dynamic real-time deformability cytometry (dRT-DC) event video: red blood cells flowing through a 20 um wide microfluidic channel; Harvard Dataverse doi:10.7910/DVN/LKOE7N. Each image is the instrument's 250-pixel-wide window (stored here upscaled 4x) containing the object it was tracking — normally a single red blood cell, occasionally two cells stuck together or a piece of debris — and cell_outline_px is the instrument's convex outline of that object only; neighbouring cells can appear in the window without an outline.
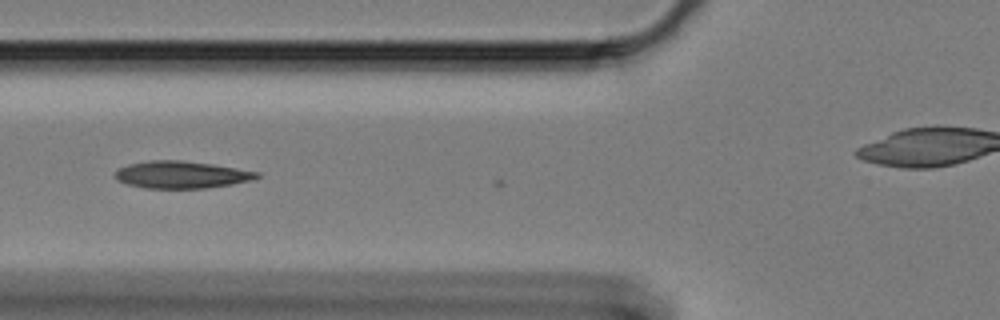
{"species": "Egyptian fruit bat (a non-hibernating species)", "species_latin": "Rousettus aegyptiacus", "temperature_condition": "cold", "stored_images_in_passage": 9, "camera_frame_rate_fps": 3000, "um_per_image_px": 0.085, "animal": {"sex": "female"}, "frame": {"image": 1, "passage_image": 2, "time_ms": 0.333, "image_size_px": [1000, 320], "cell_outline_px": [[260, 176], [252, 180], [232, 184], [204, 188], [144, 188], [128, 184], [116, 180], [116, 172], [120, 168], [128, 164], [152, 160], [180, 160], [212, 164], [260, 172]], "centroid_in_image_um": [15.43, 14.85], "position_along_channel_um": 110.4, "area_um2": 22.31}}
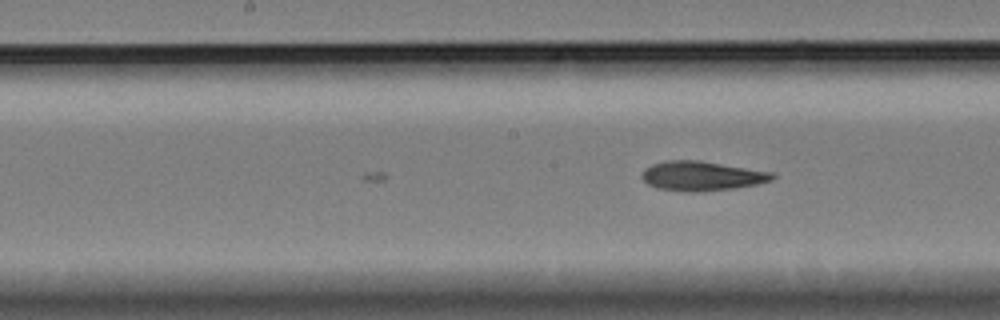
{"frame": {"image": 2, "passage_image": 9, "time_ms": 2.667, "image_size_px": [1000, 320], "cell_outline_px": [[776, 176], [772, 180], [756, 184], [736, 188], [700, 192], [684, 192], [656, 188], [648, 184], [640, 176], [644, 168], [652, 164], [668, 160], [700, 160], [776, 172]], "centroid_in_image_um": [59.67, 14.95], "position_along_channel_um": 188.5, "area_um2": 22.83}}